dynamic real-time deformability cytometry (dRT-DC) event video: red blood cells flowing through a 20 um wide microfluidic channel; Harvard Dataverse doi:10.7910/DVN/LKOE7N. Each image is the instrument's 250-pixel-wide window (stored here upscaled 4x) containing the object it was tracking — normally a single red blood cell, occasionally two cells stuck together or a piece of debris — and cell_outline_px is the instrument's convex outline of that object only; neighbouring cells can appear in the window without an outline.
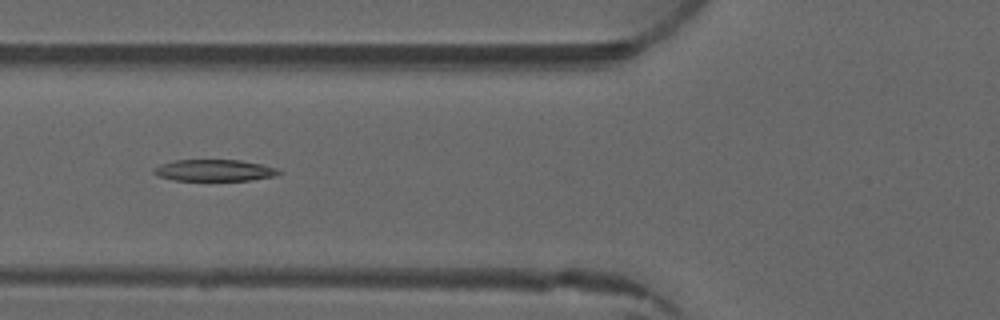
{"species": "common noctule bat (a hibernating species)", "species_latin": "Nyctalus noctula", "temperature_condition": "warm", "stored_images_in_passage": 5, "camera_frame_rate_fps": 3000, "um_per_image_px": 0.085, "animal": {"sex": "male", "forearm_length_mm": 52.5}, "frame": {"image": 1, "passage_image": 5, "time_ms": 4.667, "image_size_px": [1000, 320], "cell_outline_px": [[284, 172], [276, 176], [248, 180], [172, 180], [156, 176], [152, 172], [152, 168], [160, 164], [172, 160], [240, 160], [260, 164], [276, 168]], "centroid_in_image_um": [18.17, 14.48], "position_along_channel_um": 107.6, "area_um2": 15.84}}